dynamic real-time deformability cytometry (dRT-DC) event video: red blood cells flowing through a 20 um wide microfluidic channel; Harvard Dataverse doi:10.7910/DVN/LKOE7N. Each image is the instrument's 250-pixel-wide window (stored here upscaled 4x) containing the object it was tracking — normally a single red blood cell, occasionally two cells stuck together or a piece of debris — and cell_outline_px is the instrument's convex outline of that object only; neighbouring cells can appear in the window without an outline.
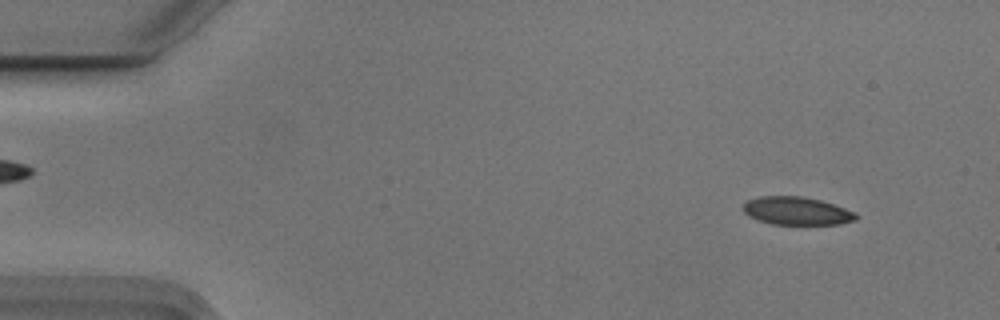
{"species": "Egyptian fruit bat (a non-hibernating species)", "species_latin": "Rousettus aegyptiacus", "temperature_condition": "cold", "stored_images_in_passage": 18, "camera_frame_rate_fps": 3000, "um_per_image_px": 0.085, "animal": {"sex": "male"}, "frame": {"image": 1, "passage_image": 5, "time_ms": 1.333, "image_size_px": [1000, 320], "cell_outline_px": [[860, 216], [856, 220], [840, 224], [772, 224], [748, 216], [744, 212], [744, 204], [748, 200], [760, 196], [800, 196], [820, 200], [856, 212]], "centroid_in_image_um": [67.75, 17.93], "position_along_channel_um": 17.2, "area_um2": 18.32}}
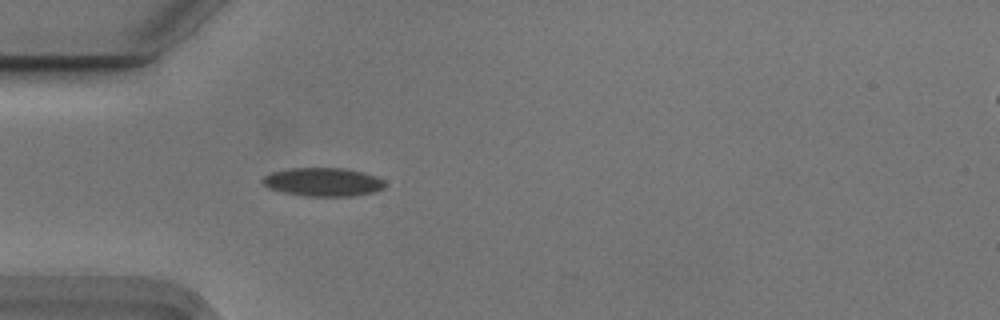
{"frame": {"image": 2, "passage_image": 16, "time_ms": 5.0, "image_size_px": [1000, 320], "cell_outline_px": [[388, 184], [384, 188], [372, 192], [352, 196], [308, 196], [284, 192], [268, 188], [260, 180], [264, 176], [272, 172], [292, 168], [344, 168], [364, 172], [376, 176], [384, 180]], "centroid_in_image_um": [27.49, 15.46], "position_along_channel_um": 57.5, "area_um2": 20.35}}